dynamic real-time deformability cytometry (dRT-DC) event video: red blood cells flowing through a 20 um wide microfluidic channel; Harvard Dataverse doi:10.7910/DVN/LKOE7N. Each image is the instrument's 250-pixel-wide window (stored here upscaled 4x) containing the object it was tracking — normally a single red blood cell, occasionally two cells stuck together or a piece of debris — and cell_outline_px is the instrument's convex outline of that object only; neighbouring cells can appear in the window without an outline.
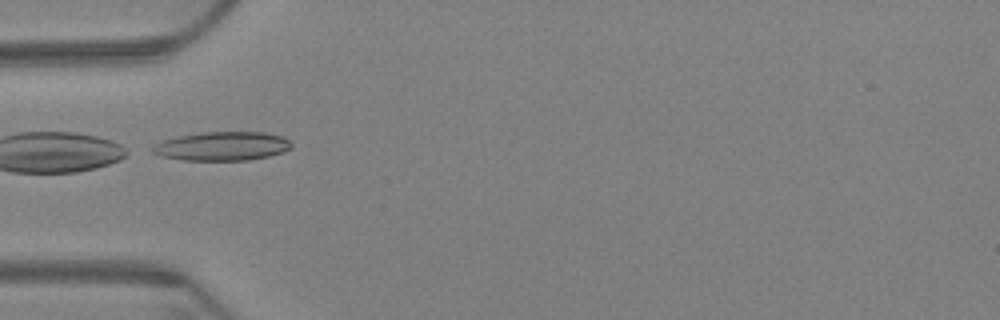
{"species": "Egyptian fruit bat (a non-hibernating species)", "species_latin": "Rousettus aegyptiacus", "temperature_condition": "warm", "stored_images_in_passage": 6, "camera_frame_rate_fps": 3000, "um_per_image_px": 0.085, "animal": {"sex": "female"}, "frame": {"image": 1, "passage_image": 5, "time_ms": 1.333, "image_size_px": [1000, 320], "cell_outline_px": [[292, 148], [284, 152], [268, 156], [248, 160], [184, 160], [164, 156], [152, 152], [152, 148], [156, 144], [164, 140], [180, 136], [204, 132], [264, 132], [284, 136], [292, 144]], "centroid_in_image_um": [18.96, 12.42], "position_along_channel_um": 66.0, "area_um2": 23.18}}